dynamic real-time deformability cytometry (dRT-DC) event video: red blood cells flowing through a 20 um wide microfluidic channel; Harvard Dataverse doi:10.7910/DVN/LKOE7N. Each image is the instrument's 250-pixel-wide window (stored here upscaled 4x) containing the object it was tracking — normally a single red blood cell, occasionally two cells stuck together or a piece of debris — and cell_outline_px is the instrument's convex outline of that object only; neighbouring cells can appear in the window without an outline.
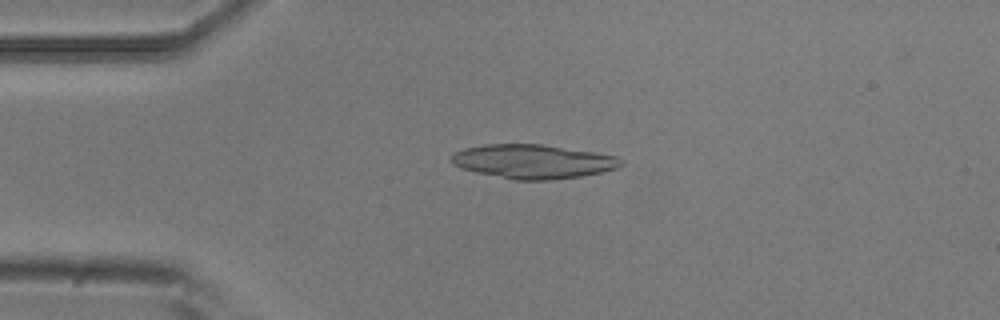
{"species": "common noctule bat (a hibernating species)", "species_latin": "Nyctalus noctula", "temperature_condition": "room temperature", "stored_images_in_passage": 2, "camera_frame_rate_fps": 3000, "um_per_image_px": 0.085, "animal": {"sex": "male", "body_mass_g": 20.5, "forearm_length_mm": 52.5}, "frame": {"image": 1, "passage_image": 1, "time_ms": 0.0, "image_size_px": [1000, 320], "cell_outline_px": [[624, 164], [616, 168], [600, 172], [580, 176], [552, 180], [512, 180], [476, 172], [460, 168], [452, 164], [448, 160], [456, 152], [464, 148], [484, 144], [540, 144], [592, 152], [616, 156], [624, 160]], "centroid_in_image_um": [45.27, 13.73], "position_along_channel_um": 39.7, "area_um2": 33.64}}